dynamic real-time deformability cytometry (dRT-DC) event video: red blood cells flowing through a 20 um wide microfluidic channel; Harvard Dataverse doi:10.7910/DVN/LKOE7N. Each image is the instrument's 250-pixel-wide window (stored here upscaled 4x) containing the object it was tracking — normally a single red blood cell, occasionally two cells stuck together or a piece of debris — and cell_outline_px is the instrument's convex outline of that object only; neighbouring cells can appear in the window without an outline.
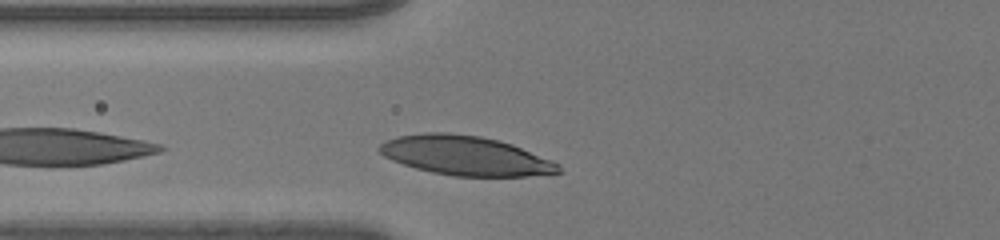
{"species": "human", "species_latin": "Homo sapiens", "temperature_condition": "room temperature", "stored_images_in_passage": 29, "camera_frame_rate_fps": 3000, "um_per_image_px": 0.085, "donor": {"sex": "male"}, "frame": {"image": 1, "passage_image": 4, "time_ms": 1.0, "image_size_px": [1000, 240], "cell_outline_px": [[564, 172], [552, 176], [456, 176], [432, 172], [416, 168], [392, 160], [384, 156], [376, 148], [384, 140], [396, 136], [424, 132], [448, 132], [480, 136], [500, 140], [512, 144], [552, 160], [560, 164]], "centroid_in_image_um": [39.62, 13.23], "position_along_channel_um": 86.2, "area_um2": 41.67}}
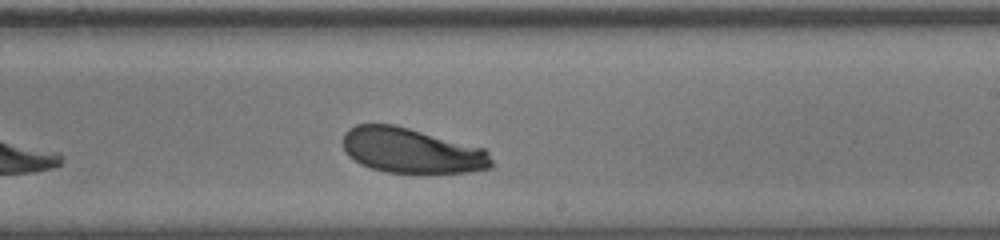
{"frame": {"image": 2, "passage_image": 17, "time_ms": 5.333, "image_size_px": [1000, 240], "cell_outline_px": [[492, 168], [472, 172], [384, 172], [360, 164], [348, 156], [344, 148], [344, 132], [348, 128], [356, 124], [392, 124], [408, 128], [484, 148], [488, 152], [492, 160]], "centroid_in_image_um": [34.97, 12.8], "position_along_channel_um": 254.0, "area_um2": 38.84}}
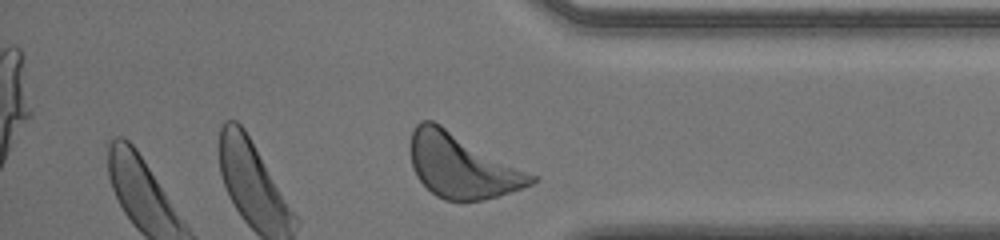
{"frame": {"image": 3, "passage_image": 28, "time_ms": 9.0, "image_size_px": [1000, 240], "cell_outline_px": [[540, 180], [532, 184], [484, 200], [444, 200], [436, 196], [416, 176], [412, 168], [412, 132], [416, 124], [420, 120], [432, 120], [440, 124], [536, 176]], "centroid_in_image_um": [39.25, 14.09], "position_along_channel_um": 396.0, "area_um2": 44.33}, "authors_computed_cell_mechanics": {"area_um2": 40.46, "velocity_mm_per_s": 3.9204, "shape_relaxation_time_tau1_ms": 2.8821, "shape_relaxation_time_tau2_ms": null, "deformation_change_tau1": 0.1284, "deformation_change_tau2": null}}